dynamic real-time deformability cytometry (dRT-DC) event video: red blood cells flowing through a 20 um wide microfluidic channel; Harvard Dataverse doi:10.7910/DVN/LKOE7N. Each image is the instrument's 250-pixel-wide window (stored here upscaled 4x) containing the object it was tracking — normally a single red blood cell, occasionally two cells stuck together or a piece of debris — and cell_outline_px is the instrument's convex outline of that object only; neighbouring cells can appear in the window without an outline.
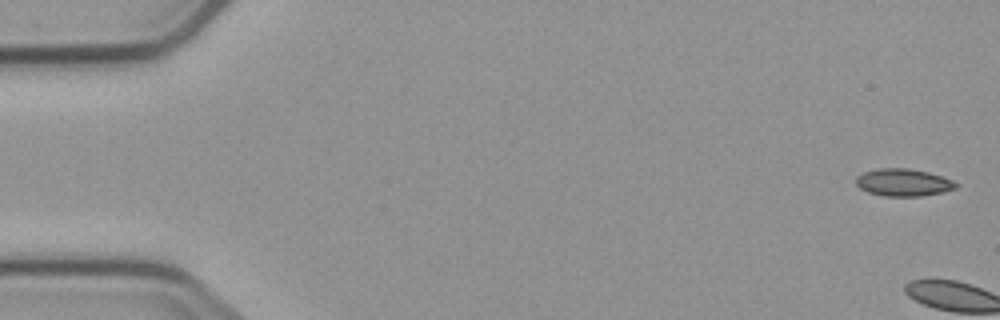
{"species": "common noctule bat (a hibernating species)", "species_latin": "Nyctalus noctula", "temperature_condition": "cold", "stored_images_in_passage": 6, "camera_frame_rate_fps": 3000, "um_per_image_px": 0.085, "animal": {"sex": "male", "body_mass_g": 23.1, "forearm_length_mm": 52.7}, "frame": {"image": 1, "passage_image": 1, "time_ms": 0.0, "image_size_px": [1000, 320], "cell_outline_px": [[956, 188], [940, 192], [920, 196], [884, 196], [868, 192], [860, 188], [856, 184], [856, 176], [864, 172], [880, 168], [908, 168], [928, 172], [952, 180], [956, 184]], "centroid_in_image_um": [76.74, 15.5], "position_along_channel_um": 8.3, "area_um2": 15.72}}
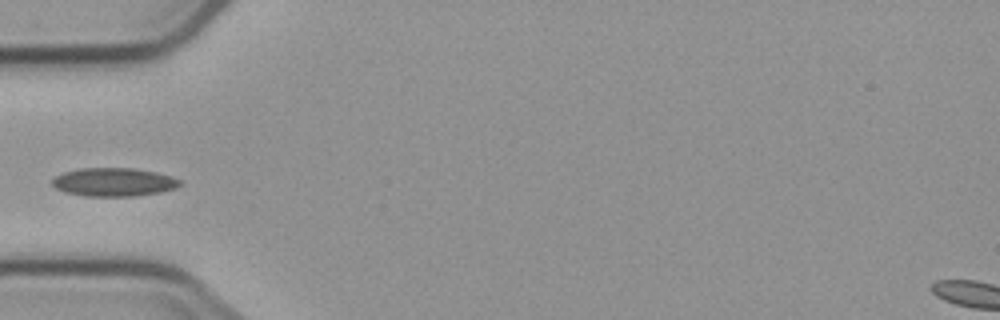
{"frame": {"image": 2, "passage_image": 6, "time_ms": 6.667, "image_size_px": [1000, 320], "cell_outline_px": [[184, 184], [176, 188], [160, 192], [136, 196], [84, 196], [64, 192], [56, 188], [52, 184], [52, 180], [56, 176], [64, 172], [80, 168], [132, 168], [156, 172], [180, 180]], "centroid_in_image_um": [9.67, 15.48], "position_along_channel_um": 75.3, "area_um2": 21.15}}